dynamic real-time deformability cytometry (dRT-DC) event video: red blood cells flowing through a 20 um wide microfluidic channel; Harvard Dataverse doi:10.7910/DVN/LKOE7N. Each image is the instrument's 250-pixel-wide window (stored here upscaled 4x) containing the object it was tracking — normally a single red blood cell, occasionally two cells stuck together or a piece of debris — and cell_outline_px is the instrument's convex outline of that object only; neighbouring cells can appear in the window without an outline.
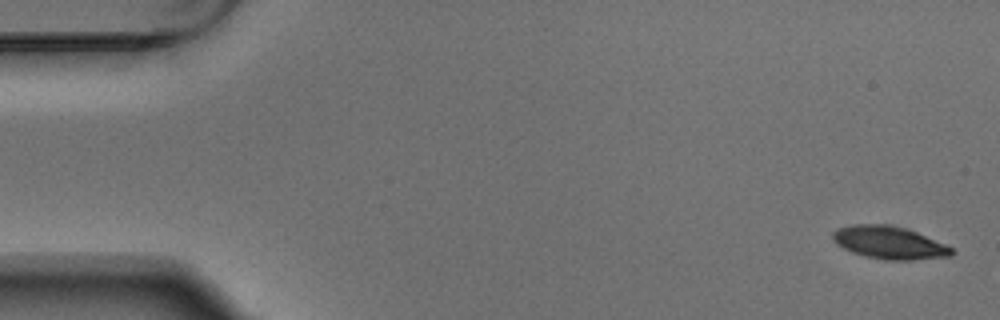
{"species": "Egyptian fruit bat (a non-hibernating species)", "species_latin": "Rousettus aegyptiacus", "temperature_condition": "warm", "stored_images_in_passage": 5, "camera_frame_rate_fps": 3000, "um_per_image_px": 0.085, "animal": {"sex": "male"}, "frame": {"image": 1, "passage_image": 1, "time_ms": 0.0, "image_size_px": [1000, 320], "cell_outline_px": [[956, 252], [952, 256], [916, 260], [884, 260], [864, 256], [852, 252], [836, 244], [832, 240], [832, 232], [836, 228], [852, 224], [884, 224], [904, 228], [916, 232], [944, 244], [952, 248]], "centroid_in_image_um": [75.56, 20.63], "position_along_channel_um": 9.4, "area_um2": 22.77}}
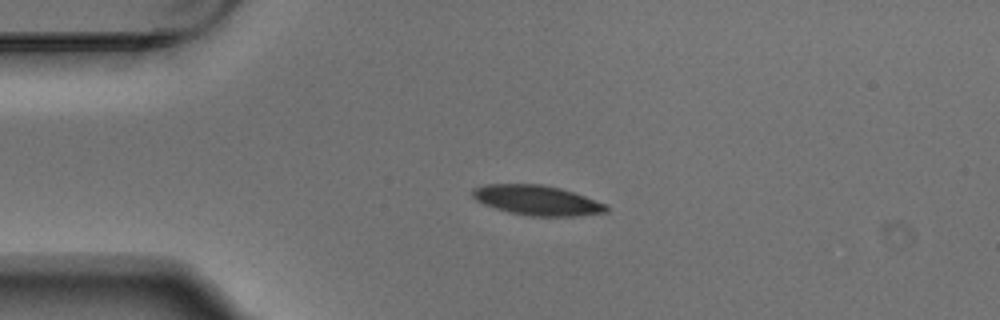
{"frame": {"image": 2, "passage_image": 4, "time_ms": 1.0, "image_size_px": [1000, 320], "cell_outline_px": [[608, 212], [576, 216], [528, 216], [508, 212], [484, 204], [476, 200], [472, 196], [472, 188], [484, 184], [540, 184], [560, 188], [608, 204]], "centroid_in_image_um": [45.64, 17.02], "position_along_channel_um": 39.4, "area_um2": 23.35}}